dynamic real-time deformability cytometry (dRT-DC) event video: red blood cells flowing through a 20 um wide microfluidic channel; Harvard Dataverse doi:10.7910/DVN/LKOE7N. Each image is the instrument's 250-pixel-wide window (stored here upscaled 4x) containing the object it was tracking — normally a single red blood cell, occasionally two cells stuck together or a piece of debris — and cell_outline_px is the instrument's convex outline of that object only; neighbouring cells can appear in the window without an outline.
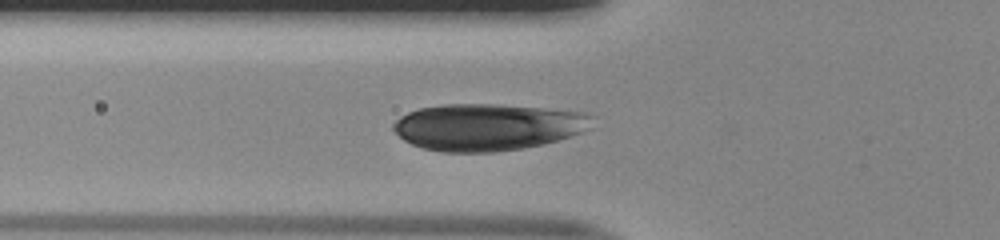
{"species": "human", "species_latin": "Homo sapiens", "temperature_condition": "room temperature", "stored_images_in_passage": 33, "camera_frame_rate_fps": 3000, "um_per_image_px": 0.085, "donor": {"sex": "male"}, "frame": {"image": 1, "passage_image": 7, "time_ms": 2.0, "image_size_px": [1000, 240], "cell_outline_px": [[596, 116], [592, 128], [556, 140], [540, 144], [520, 148], [492, 152], [440, 152], [424, 148], [412, 144], [404, 140], [392, 128], [392, 124], [400, 116], [408, 112], [420, 108], [444, 104], [500, 104], [588, 112]], "centroid_in_image_um": [41.47, 10.78], "position_along_channel_um": 84.3, "area_um2": 54.39}}
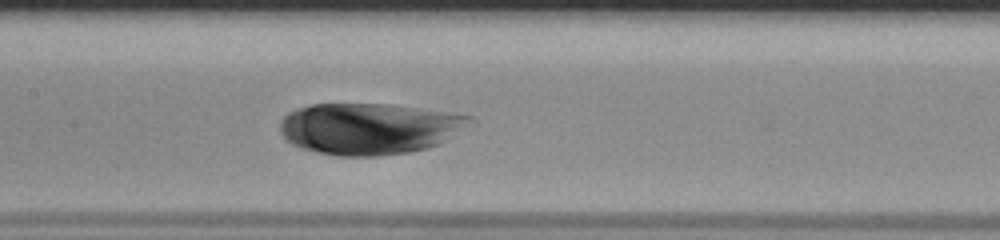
{"frame": {"image": 2, "passage_image": 14, "time_ms": 4.333, "image_size_px": [1000, 240], "cell_outline_px": [[476, 124], [428, 148], [408, 152], [376, 156], [336, 156], [316, 152], [292, 144], [280, 132], [280, 120], [288, 112], [296, 108], [312, 104], [392, 104], [472, 116]], "centroid_in_image_um": [31.4, 10.92], "position_along_channel_um": 176.0, "area_um2": 56.93}}
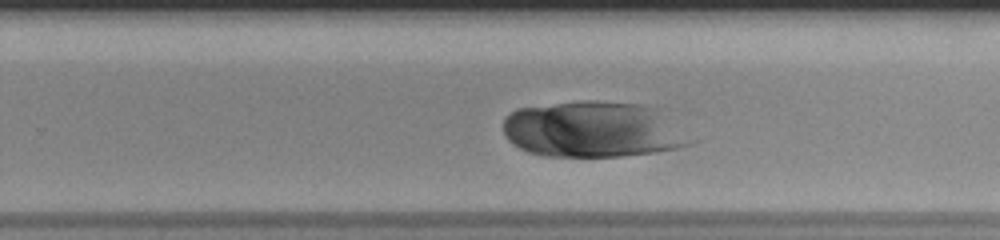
{"frame": {"image": 3, "passage_image": 22, "time_ms": 7.0, "image_size_px": [1000, 240], "cell_outline_px": [[696, 140], [692, 144], [676, 148], [656, 152], [620, 156], [548, 156], [528, 152], [512, 144], [504, 136], [504, 120], [508, 112], [516, 108], [580, 100], [596, 100], [640, 104], [664, 108]], "centroid_in_image_um": [50.51, 10.98], "position_along_channel_um": 279.3, "area_um2": 62.48}}